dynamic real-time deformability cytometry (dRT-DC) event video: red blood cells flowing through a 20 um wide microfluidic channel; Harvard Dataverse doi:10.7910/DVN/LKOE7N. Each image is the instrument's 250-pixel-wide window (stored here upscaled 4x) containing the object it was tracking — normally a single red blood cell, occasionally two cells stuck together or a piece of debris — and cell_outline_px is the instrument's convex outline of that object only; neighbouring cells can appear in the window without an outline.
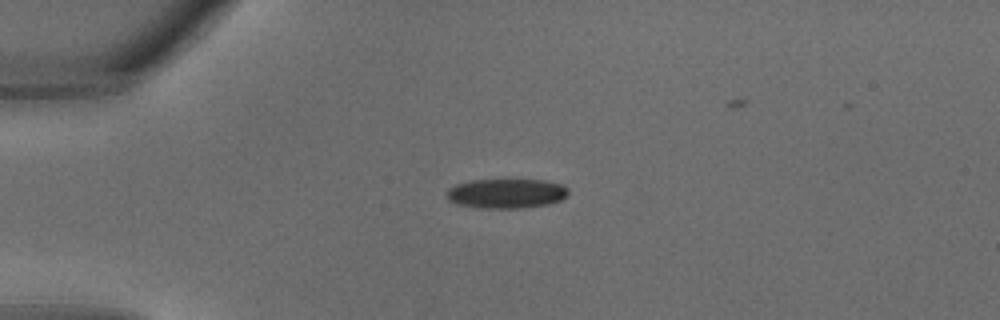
{"species": "common noctule bat (a hibernating species)", "species_latin": "Nyctalus noctula", "temperature_condition": "warm", "stored_images_in_passage": 23, "camera_frame_rate_fps": 3000, "um_per_image_px": 0.085, "animal": {"sex": "male", "body_mass_g": 18.8}, "frame": {"image": 1, "passage_image": 1, "time_ms": 0.0, "image_size_px": [1000, 320], "cell_outline_px": [[568, 196], [560, 200], [548, 204], [524, 208], [480, 208], [456, 204], [448, 200], [444, 192], [448, 188], [456, 184], [472, 180], [544, 180], [564, 184], [568, 188]], "centroid_in_image_um": [43.03, 16.45], "position_along_channel_um": 42.0, "area_um2": 21.27}}
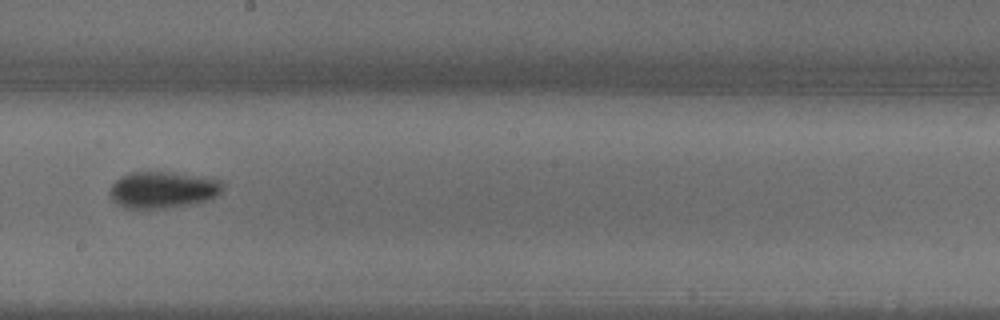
{"frame": {"image": 2, "passage_image": 12, "time_ms": 3.667, "image_size_px": [1000, 320], "cell_outline_px": [[224, 184], [220, 192], [216, 196], [208, 200], [168, 208], [124, 208], [116, 204], [112, 200], [108, 192], [112, 184], [120, 176], [128, 172], [168, 172], [204, 176], [220, 180]], "centroid_in_image_um": [13.8, 16.12], "position_along_channel_um": 234.4, "area_um2": 24.28}}
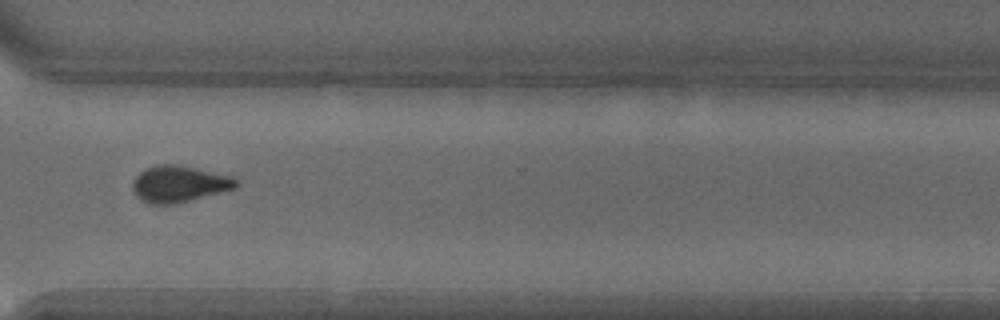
{"frame": {"image": 3, "passage_image": 18, "time_ms": 5.667, "image_size_px": [1000, 320], "cell_outline_px": [[240, 184], [236, 188], [176, 204], [152, 204], [140, 200], [136, 196], [132, 188], [132, 184], [136, 176], [140, 172], [148, 168], [160, 164], [172, 164], [236, 176], [240, 180]], "centroid_in_image_um": [15.27, 15.64], "position_along_channel_um": 355.3, "area_um2": 22.08}}